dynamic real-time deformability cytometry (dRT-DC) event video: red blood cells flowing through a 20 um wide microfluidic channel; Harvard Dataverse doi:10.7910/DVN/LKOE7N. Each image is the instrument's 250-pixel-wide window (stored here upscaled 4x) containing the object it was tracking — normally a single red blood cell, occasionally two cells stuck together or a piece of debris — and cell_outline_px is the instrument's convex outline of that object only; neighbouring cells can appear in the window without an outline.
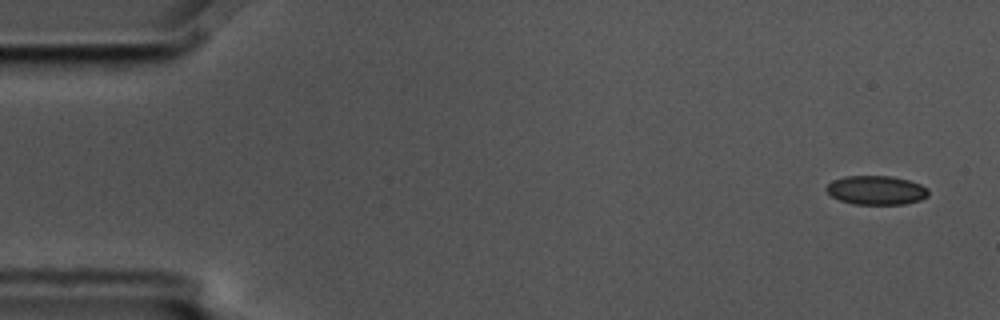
{"species": "common noctule bat (a hibernating species)", "species_latin": "Nyctalus noctula", "temperature_condition": "cold", "stored_images_in_passage": 6, "camera_frame_rate_fps": 3000, "um_per_image_px": 0.085, "animal": {"sex": "male", "body_mass_g": 17.5, "forearm_length_mm": 52.3}, "frame": {"image": 1, "passage_image": 1, "time_ms": 0.0, "image_size_px": [1000, 320], "cell_outline_px": [[928, 196], [920, 200], [904, 204], [852, 204], [840, 200], [832, 196], [824, 188], [832, 180], [844, 176], [892, 176], [908, 180], [920, 184], [928, 188]], "centroid_in_image_um": [74.47, 16.16], "position_along_channel_um": 10.5, "area_um2": 17.28}}
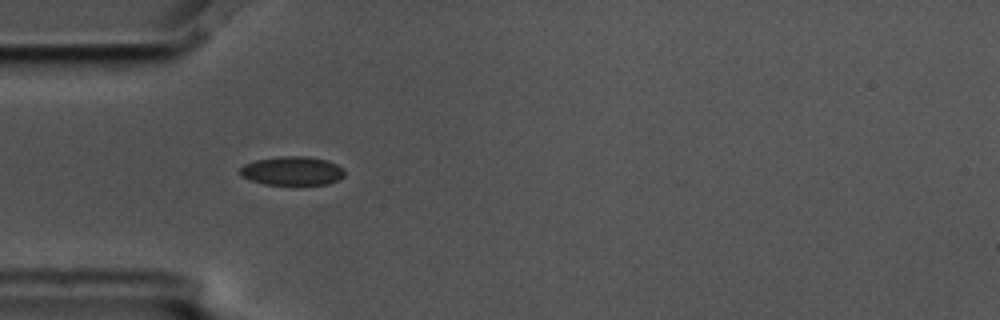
{"frame": {"image": 2, "passage_image": 5, "time_ms": 1.333, "image_size_px": [1000, 320], "cell_outline_px": [[344, 176], [328, 184], [264, 184], [240, 176], [240, 168], [244, 164], [256, 160], [280, 156], [304, 156], [328, 160], [344, 168]], "centroid_in_image_um": [24.84, 14.51], "position_along_channel_um": 60.2, "area_um2": 17.46}}